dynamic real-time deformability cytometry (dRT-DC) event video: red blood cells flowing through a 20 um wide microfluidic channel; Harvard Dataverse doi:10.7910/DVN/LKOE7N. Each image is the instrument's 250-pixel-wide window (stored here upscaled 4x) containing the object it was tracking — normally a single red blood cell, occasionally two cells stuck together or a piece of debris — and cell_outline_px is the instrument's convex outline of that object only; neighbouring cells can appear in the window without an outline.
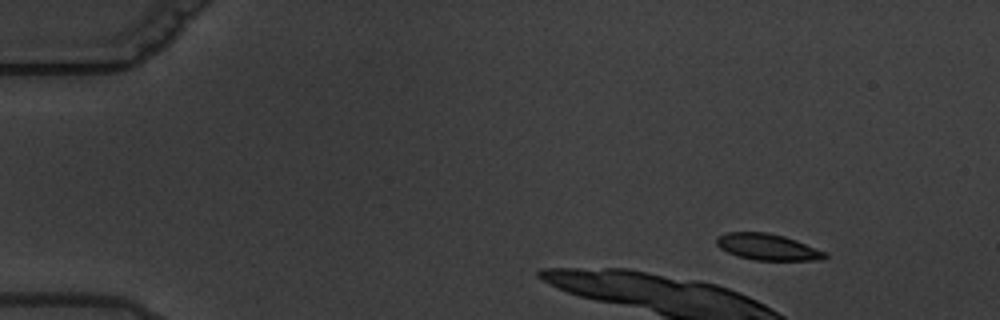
{"species": "common noctule bat (a hibernating species)", "species_latin": "Nyctalus noctula", "temperature_condition": "warm", "stored_images_in_passage": 6, "camera_frame_rate_fps": 3000, "um_per_image_px": 0.085, "animal": {"sex": "male", "body_mass_g": 19.5, "forearm_length_mm": 54.6}, "frame": {"image": 1, "passage_image": 2, "time_ms": 1.333, "image_size_px": [1000, 320], "cell_outline_px": [[828, 256], [820, 260], [756, 260], [736, 256], [720, 248], [716, 244], [716, 236], [728, 232], [768, 232], [784, 236], [796, 240], [828, 252]], "centroid_in_image_um": [65.25, 20.99], "position_along_channel_um": 19.8, "area_um2": 16.76}}